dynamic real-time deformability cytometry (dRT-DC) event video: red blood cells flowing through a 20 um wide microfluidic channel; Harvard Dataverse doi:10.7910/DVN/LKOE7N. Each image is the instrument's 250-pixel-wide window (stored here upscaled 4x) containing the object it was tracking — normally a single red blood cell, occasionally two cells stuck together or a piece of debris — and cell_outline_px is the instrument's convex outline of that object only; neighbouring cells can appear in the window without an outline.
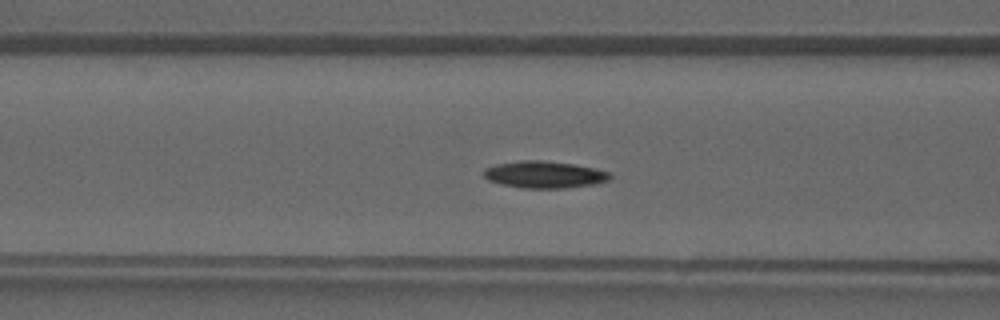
{"species": "common noctule bat (a hibernating species)", "species_latin": "Nyctalus noctula", "temperature_condition": "warm", "stored_images_in_passage": 42, "segment_of_instrument_passage": [1, 2], "camera_frame_rate_fps": 3000, "um_per_image_px": 0.085, "animal": {"sex": "male", "forearm_length_mm": 52.5}, "frame": {"image": 1, "passage_image": 16, "time_ms": 5.0, "image_size_px": [1000, 320], "cell_outline_px": [[612, 176], [608, 180], [596, 184], [564, 188], [520, 188], [488, 180], [484, 176], [484, 168], [496, 164], [520, 160], [540, 160], [572, 164], [592, 168], [608, 172]], "centroid_in_image_um": [46.25, 14.84], "position_along_channel_um": 120.4, "area_um2": 19.65}}
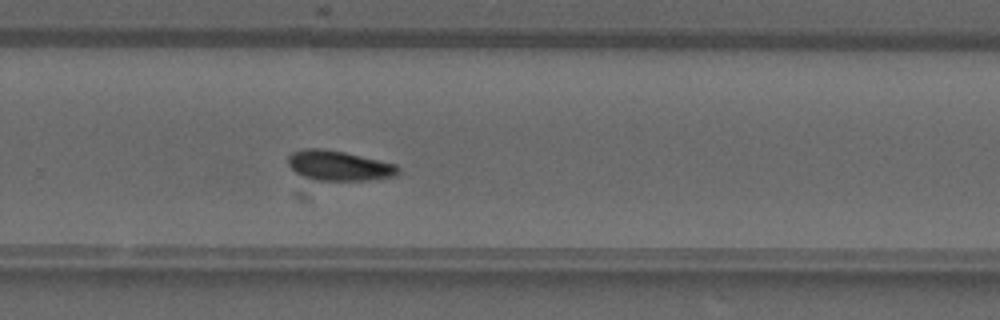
{"frame": {"image": 2, "passage_image": 27, "time_ms": 8.667, "image_size_px": [1000, 320], "cell_outline_px": [[400, 172], [396, 176], [368, 180], [316, 180], [304, 176], [296, 172], [288, 164], [288, 156], [292, 152], [304, 148], [320, 148], [344, 152], [396, 164], [400, 168]], "centroid_in_image_um": [28.82, 14.08], "position_along_channel_um": 301.0, "area_um2": 19.13}}
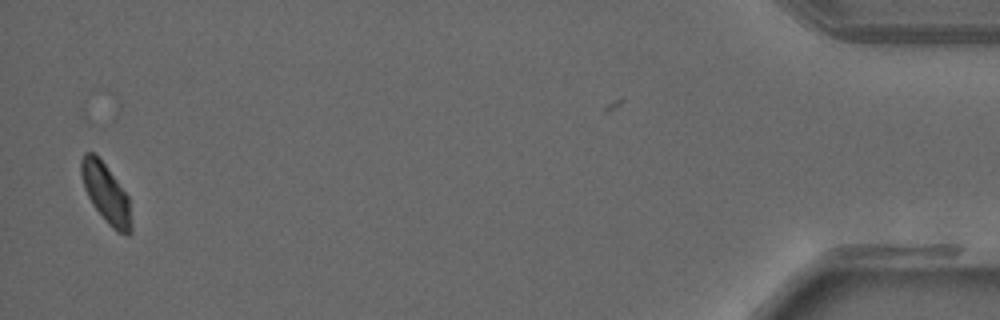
{"frame": {"image": 3, "passage_image": 40, "time_ms": 13.0, "image_size_px": [1000, 320], "cell_outline_px": [[132, 232], [128, 236], [116, 232], [104, 220], [92, 204], [84, 188], [80, 172], [80, 160], [84, 152], [92, 152], [104, 164], [128, 196], [132, 228]], "centroid_in_image_um": [9.0, 16.48], "position_along_channel_um": 426.2, "area_um2": 17.22}}